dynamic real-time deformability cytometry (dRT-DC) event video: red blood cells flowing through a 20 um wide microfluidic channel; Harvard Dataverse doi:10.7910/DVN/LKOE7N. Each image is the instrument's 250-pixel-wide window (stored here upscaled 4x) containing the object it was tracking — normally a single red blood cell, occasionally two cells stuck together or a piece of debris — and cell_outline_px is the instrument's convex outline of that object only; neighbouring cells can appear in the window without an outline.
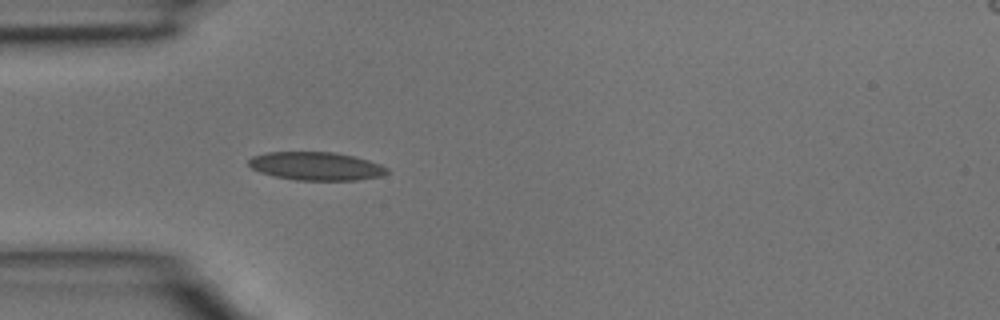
{"species": "common noctule bat (a hibernating species)", "species_latin": "Nyctalus noctula", "temperature_condition": "room temperature", "stored_images_in_passage": 1, "camera_frame_rate_fps": 3000, "um_per_image_px": 0.085, "animal": {"sex": "male", "body_mass_g": 15.6}, "frame": {"image": 1, "passage_image": 1, "time_ms": 0.0, "image_size_px": [1000, 320], "cell_outline_px": [[388, 172], [380, 176], [356, 180], [296, 180], [276, 176], [260, 172], [252, 168], [248, 164], [248, 160], [252, 156], [268, 152], [332, 152], [356, 156], [380, 164], [388, 168]], "centroid_in_image_um": [26.87, 14.11], "position_along_channel_um": 58.1, "area_um2": 22.72}}